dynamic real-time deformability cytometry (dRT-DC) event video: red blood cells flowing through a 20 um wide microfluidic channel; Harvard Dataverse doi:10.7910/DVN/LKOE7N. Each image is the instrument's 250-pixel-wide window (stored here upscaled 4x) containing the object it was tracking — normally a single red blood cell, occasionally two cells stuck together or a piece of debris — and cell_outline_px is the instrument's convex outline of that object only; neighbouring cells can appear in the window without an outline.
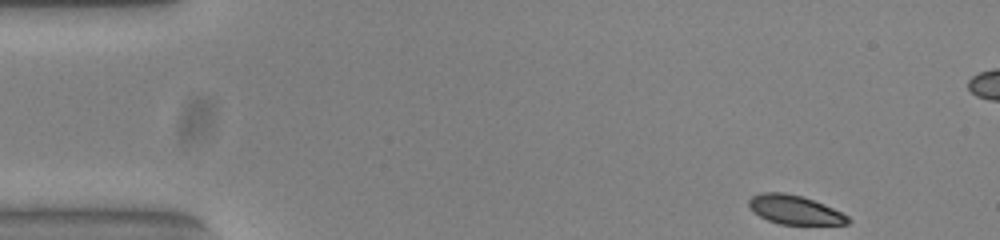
{"species": "common noctule bat (a hibernating species)", "species_latin": "Nyctalus noctula", "temperature_condition": "warm", "stored_images_in_passage": 50, "camera_frame_rate_fps": 3000, "um_per_image_px": 0.085, "animal": {"sex": "female", "body_mass_g": 23.0, "forearm_length_mm": 53.4}, "frame": {"image": 1, "passage_image": 1, "time_ms": 0.0, "image_size_px": [1000, 240], "cell_outline_px": [[852, 220], [848, 224], [780, 224], [768, 220], [760, 216], [748, 204], [748, 200], [752, 196], [760, 192], [784, 192], [804, 196], [824, 204], [848, 216]], "centroid_in_image_um": [67.56, 17.81], "position_along_channel_um": 17.4, "area_um2": 16.65}}
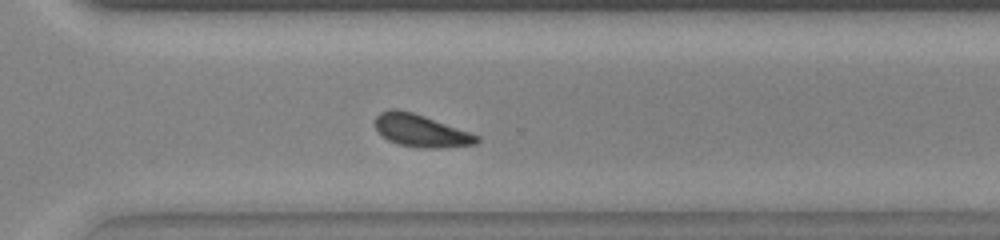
{"frame": {"image": 2, "passage_image": 34, "time_ms": 11.0, "image_size_px": [1000, 240], "cell_outline_px": [[480, 140], [476, 144], [444, 148], [420, 148], [400, 144], [388, 140], [376, 128], [376, 116], [380, 112], [388, 108], [396, 108], [412, 112], [424, 116], [480, 136]], "centroid_in_image_um": [35.78, 11.11], "position_along_channel_um": 334.8, "area_um2": 19.07}}
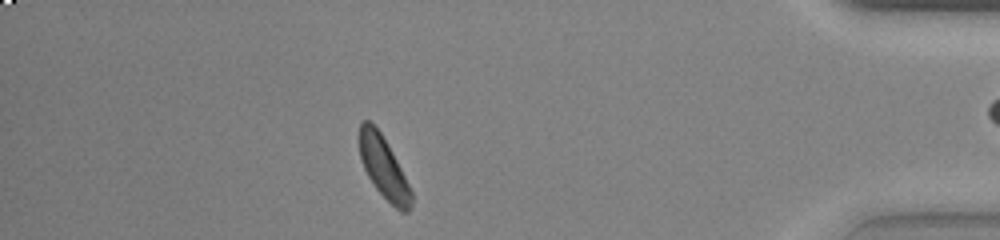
{"frame": {"image": 3, "passage_image": 43, "time_ms": 14.0, "image_size_px": [1000, 240], "cell_outline_px": [[412, 204], [408, 212], [400, 212], [376, 188], [368, 176], [364, 168], [360, 156], [360, 124], [364, 120], [368, 120], [380, 132], [392, 152], [412, 192]], "centroid_in_image_um": [32.62, 14.26], "position_along_channel_um": 402.6, "area_um2": 18.03}, "authors_computed_cell_mechanics": {"area_um2": 18.6405, "velocity_mm_per_s": 3.8055, "shape_relaxation_time_tau1_ms": 1.5842, "shape_relaxation_time_tau2_ms": null, "deformation_change_tau1": 0.0672, "deformation_change_tau2": null}}